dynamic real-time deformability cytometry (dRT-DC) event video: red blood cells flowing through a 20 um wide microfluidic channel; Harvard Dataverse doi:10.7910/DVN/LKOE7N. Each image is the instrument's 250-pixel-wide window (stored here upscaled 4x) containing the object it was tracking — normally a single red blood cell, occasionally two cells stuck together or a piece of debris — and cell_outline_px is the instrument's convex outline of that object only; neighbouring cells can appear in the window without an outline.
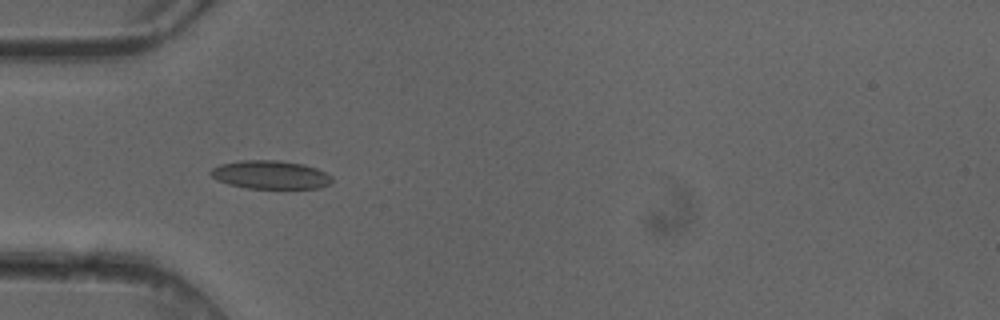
{"species": "common noctule bat (a hibernating species)", "species_latin": "Nyctalus noctula", "temperature_condition": "cold", "stored_images_in_passage": 5, "camera_frame_rate_fps": 3000, "um_per_image_px": 0.085, "animal": {"sex": "female"}, "frame": {"image": 1, "passage_image": 3, "time_ms": 0.667, "image_size_px": [1000, 320], "cell_outline_px": [[332, 184], [320, 188], [248, 188], [228, 184], [216, 180], [208, 172], [212, 168], [220, 164], [240, 160], [280, 160], [304, 164], [316, 168], [332, 176]], "centroid_in_image_um": [22.99, 14.85], "position_along_channel_um": 62.0, "area_um2": 20.23}}
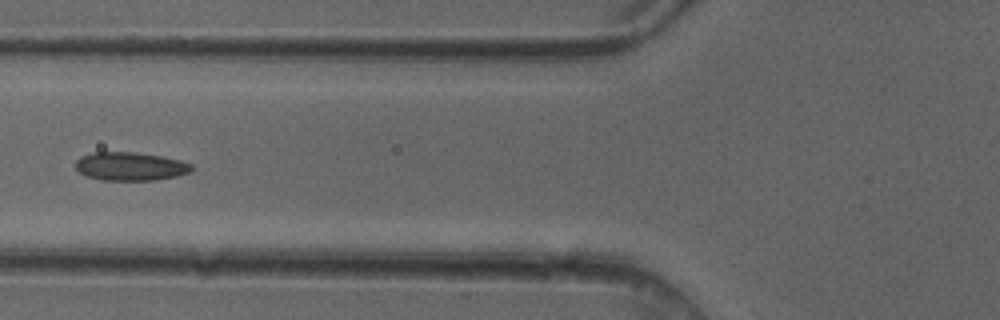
{"frame": {"image": 2, "passage_image": 4, "time_ms": 1.0, "image_size_px": [1000, 320], "cell_outline_px": [[196, 168], [192, 172], [176, 176], [156, 180], [100, 180], [88, 176], [80, 172], [76, 168], [76, 160], [80, 156], [92, 152], [136, 152], [160, 156], [180, 160], [192, 164]], "centroid_in_image_um": [11.11, 14.14], "position_along_channel_um": 114.7, "area_um2": 19.36}}
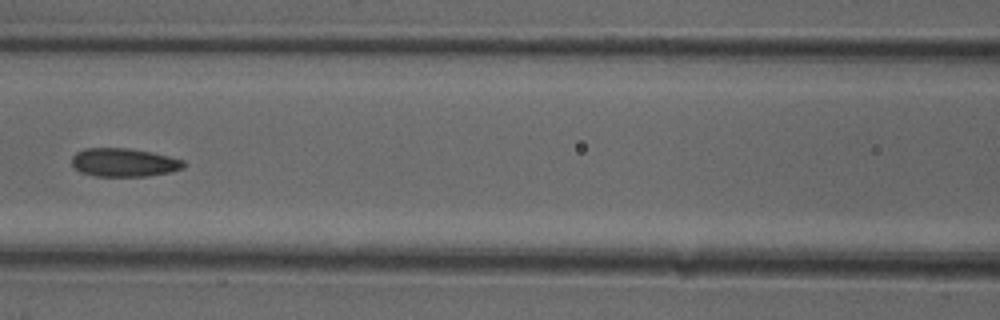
{"frame": {"image": 3, "passage_image": 5, "time_ms": 1.333, "image_size_px": [1000, 320], "cell_outline_px": [[184, 168], [172, 172], [148, 176], [96, 176], [80, 172], [72, 164], [72, 156], [76, 152], [84, 148], [128, 148], [152, 152], [184, 160]], "centroid_in_image_um": [10.54, 13.81], "position_along_channel_um": 156.1, "area_um2": 18.61}}